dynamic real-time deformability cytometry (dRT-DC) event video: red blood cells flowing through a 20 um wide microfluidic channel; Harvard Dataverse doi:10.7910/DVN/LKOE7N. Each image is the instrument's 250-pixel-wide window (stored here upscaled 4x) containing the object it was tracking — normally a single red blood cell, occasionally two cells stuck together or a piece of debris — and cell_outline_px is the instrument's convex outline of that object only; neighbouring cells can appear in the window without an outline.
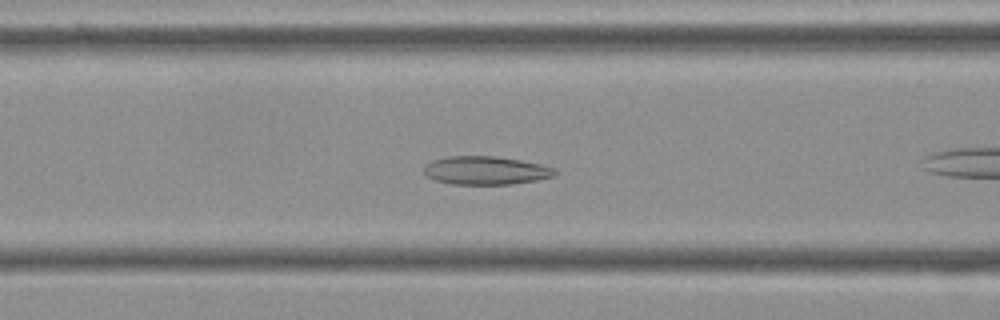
{"species": "Egyptian fruit bat (a non-hibernating species)", "species_latin": "Rousettus aegyptiacus", "temperature_condition": "cold", "stored_images_in_passage": 41, "camera_frame_rate_fps": 3000, "um_per_image_px": 0.085, "frame": {"image": 1, "passage_image": 7, "time_ms": 2.0, "image_size_px": [1000, 320], "cell_outline_px": [[556, 176], [536, 180], [512, 184], [452, 184], [436, 180], [428, 176], [424, 172], [424, 164], [432, 160], [448, 156], [496, 156], [520, 160], [540, 164], [552, 168], [556, 172]], "centroid_in_image_um": [41.27, 14.48], "position_along_channel_um": 125.3, "area_um2": 21.56}}
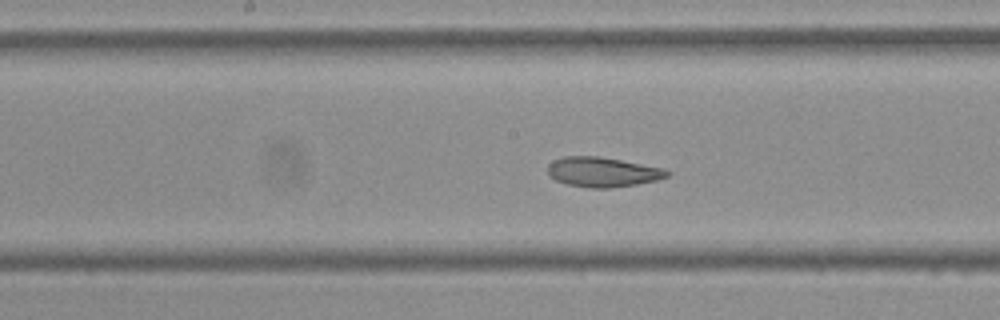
{"frame": {"image": 2, "passage_image": 13, "time_ms": 4.0, "image_size_px": [1000, 320], "cell_outline_px": [[672, 172], [668, 176], [656, 180], [636, 184], [608, 188], [588, 188], [568, 184], [556, 180], [548, 172], [548, 164], [552, 160], [564, 156], [600, 156], [664, 168]], "centroid_in_image_um": [51.23, 14.61], "position_along_channel_um": 197.0, "area_um2": 20.69}}
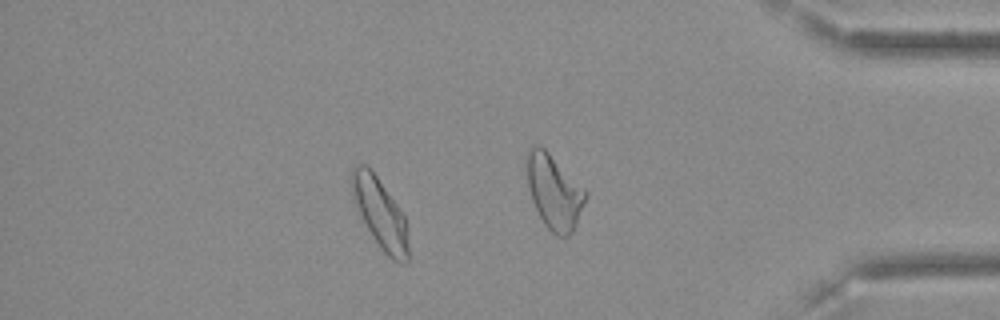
{"frame": {"image": 3, "passage_image": 34, "time_ms": 11.0, "image_size_px": [1000, 320], "cell_outline_px": [[408, 260], [400, 264], [392, 260], [380, 248], [372, 236], [356, 204], [352, 192], [352, 168], [356, 164], [364, 164], [376, 176], [396, 204], [404, 216], [408, 228]], "centroid_in_image_um": [32.34, 18.19], "position_along_channel_um": 402.9, "area_um2": 22.43}, "authors_computed_cell_mechanics": {"area_um2": 21.2126, "velocity_mm_per_s": 3.5756, "shape_relaxation_time_tau1_ms": 8.0958, "shape_relaxation_time_tau2_ms": 1.4251, "deformation_change_tau1": 0.1405, "deformation_change_tau2": 0.0494}}